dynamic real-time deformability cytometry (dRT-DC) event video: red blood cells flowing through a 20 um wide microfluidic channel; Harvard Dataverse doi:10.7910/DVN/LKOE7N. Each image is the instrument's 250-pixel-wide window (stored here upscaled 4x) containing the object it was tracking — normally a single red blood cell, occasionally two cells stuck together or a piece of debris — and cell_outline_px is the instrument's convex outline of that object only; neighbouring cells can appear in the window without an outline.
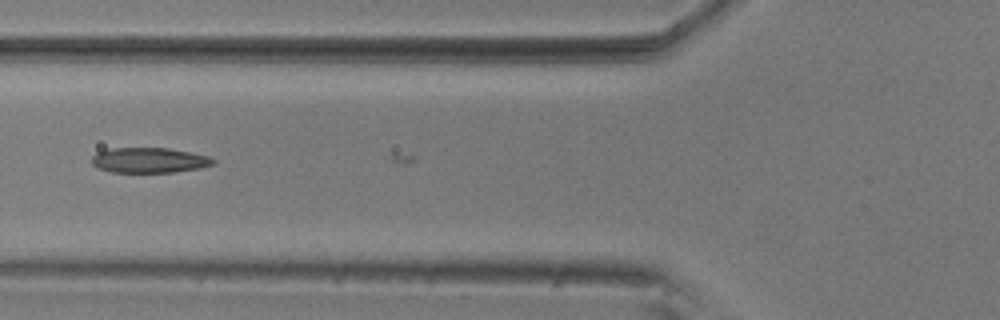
{"species": "common noctule bat (a hibernating species)", "species_latin": "Nyctalus noctula", "temperature_condition": "room temperature", "stored_images_in_passage": 6, "camera_frame_rate_fps": 3000, "um_per_image_px": 0.085, "animal": {"sex": "male", "body_mass_g": 20.5, "forearm_length_mm": 52.5}, "frame": {"image": 1, "passage_image": 5, "time_ms": 1.333, "image_size_px": [1000, 320], "cell_outline_px": [[216, 164], [200, 168], [172, 172], [112, 172], [96, 168], [92, 164], [92, 156], [96, 152], [112, 148], [168, 148], [208, 156], [216, 160]], "centroid_in_image_um": [12.67, 13.62], "position_along_channel_um": 113.1, "area_um2": 17.86}}